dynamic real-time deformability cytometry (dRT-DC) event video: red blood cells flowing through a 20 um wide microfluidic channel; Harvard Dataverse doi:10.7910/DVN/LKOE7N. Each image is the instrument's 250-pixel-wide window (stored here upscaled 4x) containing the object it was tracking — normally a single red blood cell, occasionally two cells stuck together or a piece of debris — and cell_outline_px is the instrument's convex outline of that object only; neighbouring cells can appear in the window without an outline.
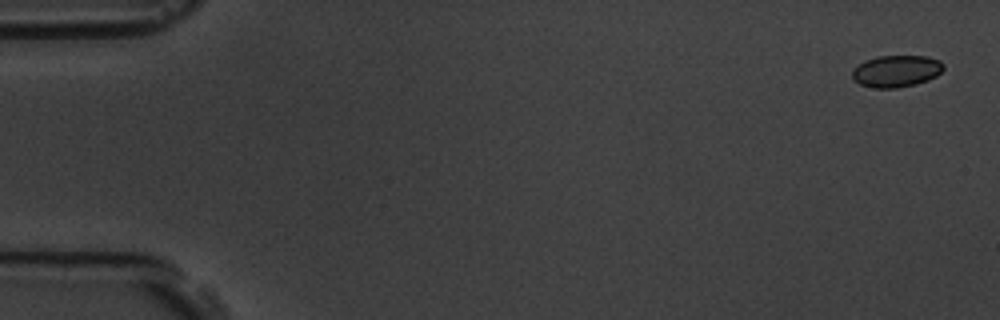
{"species": "common noctule bat (a hibernating species)", "species_latin": "Nyctalus noctula", "temperature_condition": "room temperature", "stored_images_in_passage": 11, "camera_frame_rate_fps": 3000, "um_per_image_px": 0.085, "animal": {"sex": "male", "body_mass_g": 19.5, "forearm_length_mm": 54.6}, "frame": {"image": 1, "passage_image": 1, "time_ms": 0.0, "image_size_px": [1000, 320], "cell_outline_px": [[944, 68], [936, 76], [928, 80], [916, 84], [896, 88], [876, 88], [860, 84], [852, 80], [852, 72], [864, 60], [876, 56], [928, 56], [940, 60], [944, 64]], "centroid_in_image_um": [76.2, 6.04], "position_along_channel_um": 8.8, "area_um2": 16.99}}
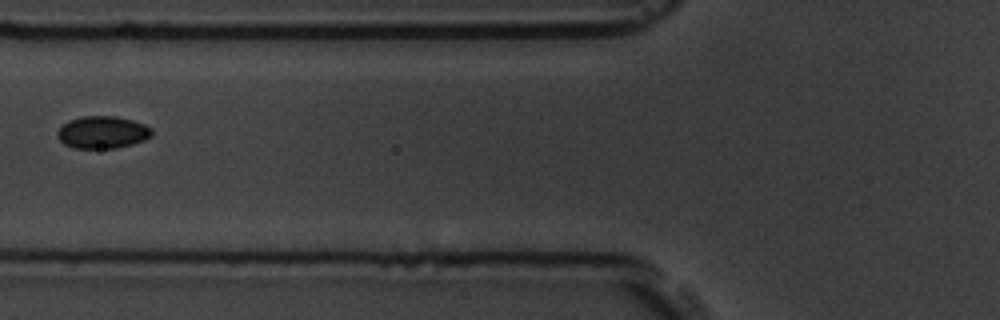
{"frame": {"image": 2, "passage_image": 6, "time_ms": 7.0, "image_size_px": [1000, 320], "cell_outline_px": [[152, 136], [144, 140], [132, 144], [116, 148], [76, 148], [64, 144], [56, 136], [56, 132], [68, 120], [80, 116], [116, 116], [132, 120], [144, 124], [152, 128]], "centroid_in_image_um": [8.71, 11.24], "position_along_channel_um": 117.1, "area_um2": 17.86}}
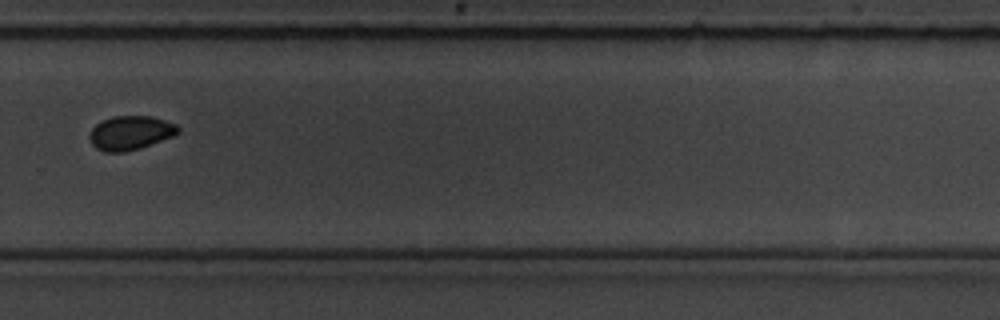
{"frame": {"image": 3, "passage_image": 11, "time_ms": 12.667, "image_size_px": [1000, 320], "cell_outline_px": [[180, 132], [172, 136], [140, 148], [124, 152], [104, 152], [96, 148], [92, 144], [88, 136], [92, 128], [96, 124], [112, 116], [152, 116], [176, 124], [180, 128]], "centroid_in_image_um": [11.07, 11.29], "position_along_channel_um": 318.7, "area_um2": 17.51}}